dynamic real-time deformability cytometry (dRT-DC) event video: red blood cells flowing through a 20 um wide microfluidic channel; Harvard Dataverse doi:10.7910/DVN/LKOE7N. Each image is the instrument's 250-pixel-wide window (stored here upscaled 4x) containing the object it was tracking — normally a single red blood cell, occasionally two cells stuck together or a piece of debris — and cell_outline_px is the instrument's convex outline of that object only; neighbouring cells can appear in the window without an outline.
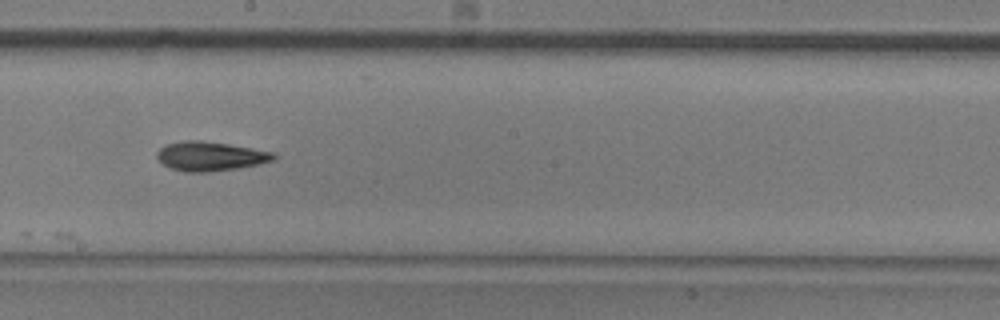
{"species": "common noctule bat (a hibernating species)", "species_latin": "Nyctalus noctula", "temperature_condition": "room temperature", "stored_images_in_passage": 9, "camera_frame_rate_fps": 3000, "um_per_image_px": 0.085, "animal": {"sex": "male", "body_mass_g": 20.5, "forearm_length_mm": 52.5}, "frame": {"image": 1, "passage_image": 7, "time_ms": 2.0, "image_size_px": [1000, 320], "cell_outline_px": [[276, 156], [272, 160], [256, 164], [236, 168], [208, 172], [184, 172], [172, 168], [164, 164], [156, 156], [156, 152], [160, 148], [168, 144], [184, 140], [200, 140], [228, 144], [276, 152]], "centroid_in_image_um": [17.86, 13.27], "position_along_channel_um": 230.3, "area_um2": 19.65}}